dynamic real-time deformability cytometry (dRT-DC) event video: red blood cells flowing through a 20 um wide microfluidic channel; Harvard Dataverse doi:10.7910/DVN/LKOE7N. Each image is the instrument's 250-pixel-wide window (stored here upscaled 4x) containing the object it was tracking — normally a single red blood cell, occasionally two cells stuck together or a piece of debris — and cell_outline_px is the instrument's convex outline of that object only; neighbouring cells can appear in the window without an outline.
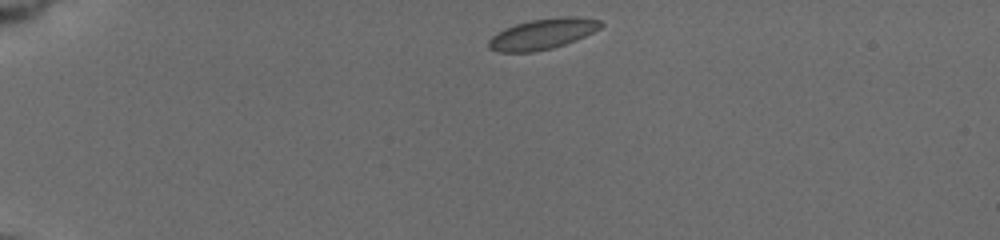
{"species": "common noctule bat (a hibernating species)", "species_latin": "Nyctalus noctula", "temperature_condition": "cold", "stored_images_in_passage": 45, "camera_frame_rate_fps": 3000, "um_per_image_px": 0.085, "animal": {"sex": "female", "body_mass_g": 19.5, "forearm_length_mm": 54.1}, "frame": {"image": 1, "passage_image": 1, "time_ms": 0.0, "image_size_px": [1000, 240], "cell_outline_px": [[604, 24], [600, 28], [576, 40], [552, 48], [532, 52], [500, 52], [488, 48], [488, 40], [492, 36], [504, 28], [516, 24], [532, 20], [560, 16], [576, 16], [600, 20]], "centroid_in_image_um": [46.12, 2.88], "position_along_channel_um": 38.9, "area_um2": 19.94}}
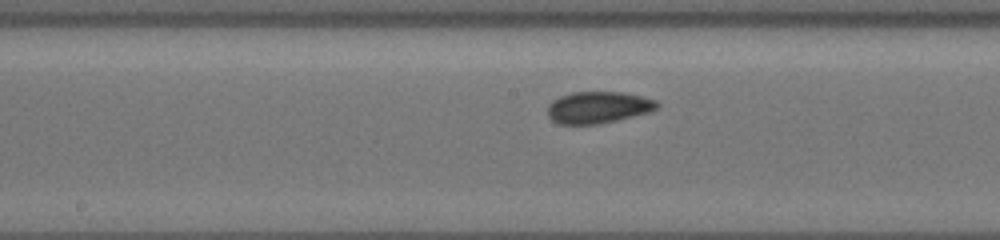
{"frame": {"image": 2, "passage_image": 20, "time_ms": 6.0, "image_size_px": [1000, 240], "cell_outline_px": [[660, 104], [652, 112], [600, 124], [560, 124], [552, 120], [548, 116], [548, 104], [552, 100], [560, 96], [572, 92], [624, 92], [656, 100]], "centroid_in_image_um": [50.85, 9.13], "position_along_channel_um": 197.3, "area_um2": 20.4}}
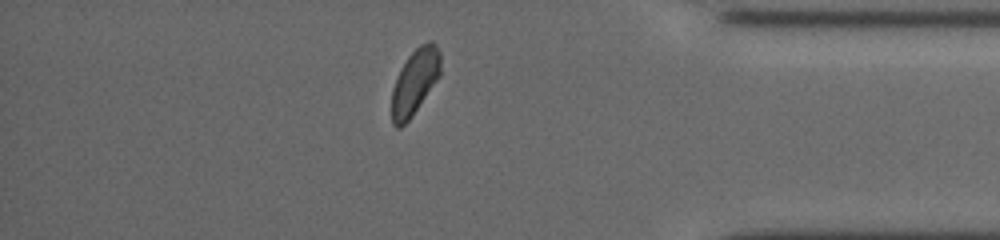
{"frame": {"image": 3, "passage_image": 39, "time_ms": 12.0, "image_size_px": [1000, 240], "cell_outline_px": [[440, 76], [412, 116], [400, 128], [396, 128], [392, 124], [392, 88], [400, 68], [408, 56], [420, 44], [428, 40], [432, 40], [436, 44], [440, 52]], "centroid_in_image_um": [35.26, 6.93], "position_along_channel_um": 399.9, "area_um2": 18.73}, "authors_computed_cell_mechanics": {"area_um2": 19.7098, "velocity_mm_per_s": 3.7082, "shape_relaxation_time_tau1_ms": 4.7516, "shape_relaxation_time_tau2_ms": 1.5247, "deformation_change_tau1": 0.0808, "deformation_change_tau2": 0.0521}}